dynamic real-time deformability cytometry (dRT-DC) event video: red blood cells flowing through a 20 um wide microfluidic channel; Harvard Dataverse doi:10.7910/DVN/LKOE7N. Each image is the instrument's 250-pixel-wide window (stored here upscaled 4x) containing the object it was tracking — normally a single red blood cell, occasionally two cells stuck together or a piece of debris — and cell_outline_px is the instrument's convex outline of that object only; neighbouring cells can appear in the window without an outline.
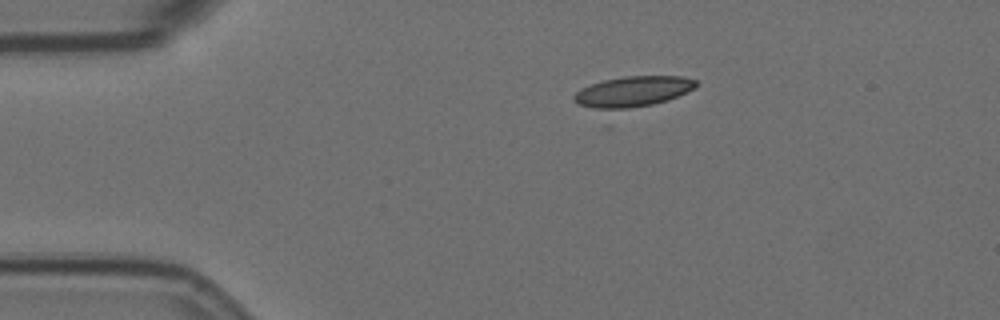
{"species": "Egyptian fruit bat (a non-hibernating species)", "species_latin": "Rousettus aegyptiacus", "temperature_condition": "room temperature", "stored_images_in_passage": 5, "camera_frame_rate_fps": 3000, "um_per_image_px": 0.085, "animal": {"sex": "female"}, "frame": {"image": 1, "passage_image": 1, "time_ms": 0.0, "image_size_px": [1000, 320], "cell_outline_px": [[696, 88], [668, 100], [652, 104], [608, 112], [592, 108], [580, 104], [572, 96], [580, 88], [604, 80], [624, 76], [684, 76], [696, 80]], "centroid_in_image_um": [53.78, 7.8], "position_along_channel_um": 31.2, "area_um2": 21.96}}
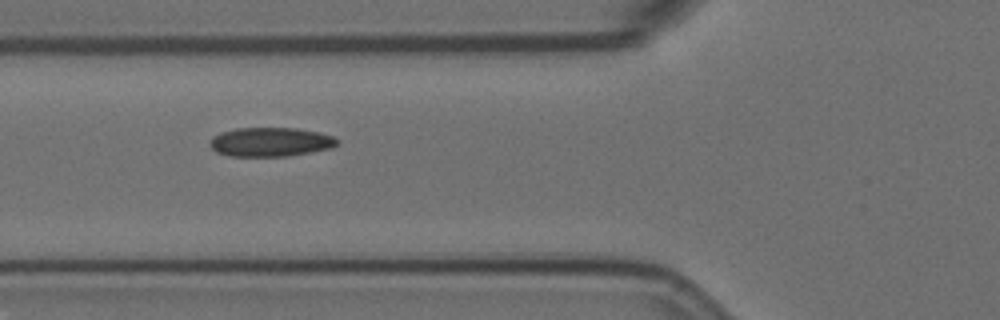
{"frame": {"image": 2, "passage_image": 4, "time_ms": 3.333, "image_size_px": [1000, 320], "cell_outline_px": [[340, 140], [332, 148], [288, 156], [228, 156], [216, 152], [212, 148], [212, 136], [220, 132], [236, 128], [296, 128], [320, 132], [332, 136]], "centroid_in_image_um": [23.01, 12.06], "position_along_channel_um": 102.8, "area_um2": 21.56}}
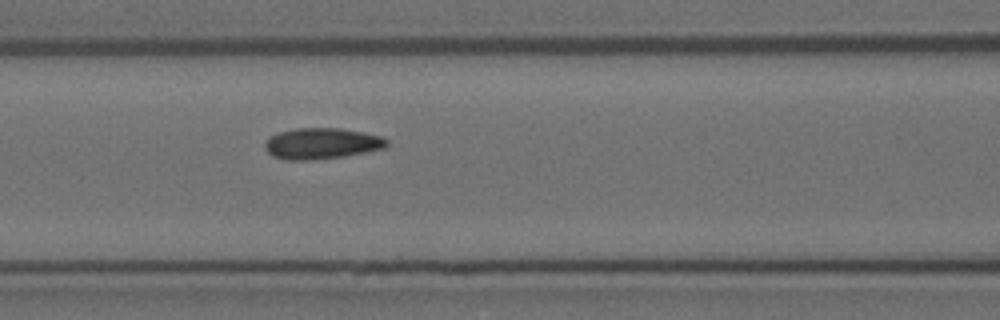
{"frame": {"image": 3, "passage_image": 5, "time_ms": 4.333, "image_size_px": [1000, 320], "cell_outline_px": [[388, 144], [384, 148], [344, 156], [312, 160], [284, 160], [272, 156], [268, 152], [264, 144], [268, 136], [280, 132], [296, 128], [340, 128], [364, 132], [380, 136], [388, 140]], "centroid_in_image_um": [27.31, 12.19], "position_along_channel_um": 139.3, "area_um2": 22.08}}